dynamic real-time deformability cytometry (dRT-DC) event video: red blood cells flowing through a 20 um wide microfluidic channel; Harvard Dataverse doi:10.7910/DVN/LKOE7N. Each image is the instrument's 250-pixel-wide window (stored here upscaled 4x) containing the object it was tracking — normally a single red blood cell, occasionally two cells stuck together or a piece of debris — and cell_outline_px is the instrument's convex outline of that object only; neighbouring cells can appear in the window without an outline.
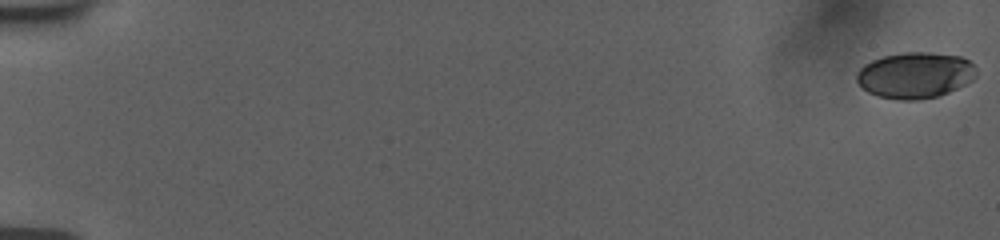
{"species": "human", "species_latin": "Homo sapiens", "temperature_condition": "room temperature", "stored_images_in_passage": 10, "camera_frame_rate_fps": 3000, "um_per_image_px": 0.085, "donor": {"sex": "female"}, "frame": {"image": 1, "passage_image": 1, "time_ms": 0.0, "image_size_px": [1000, 240], "cell_outline_px": [[976, 76], [972, 80], [940, 96], [916, 100], [896, 100], [876, 96], [868, 92], [856, 80], [856, 72], [864, 64], [872, 60], [884, 56], [904, 52], [928, 52], [960, 56], [968, 60], [976, 68]], "centroid_in_image_um": [77.77, 6.4], "position_along_channel_um": 7.2, "area_um2": 32.19}}